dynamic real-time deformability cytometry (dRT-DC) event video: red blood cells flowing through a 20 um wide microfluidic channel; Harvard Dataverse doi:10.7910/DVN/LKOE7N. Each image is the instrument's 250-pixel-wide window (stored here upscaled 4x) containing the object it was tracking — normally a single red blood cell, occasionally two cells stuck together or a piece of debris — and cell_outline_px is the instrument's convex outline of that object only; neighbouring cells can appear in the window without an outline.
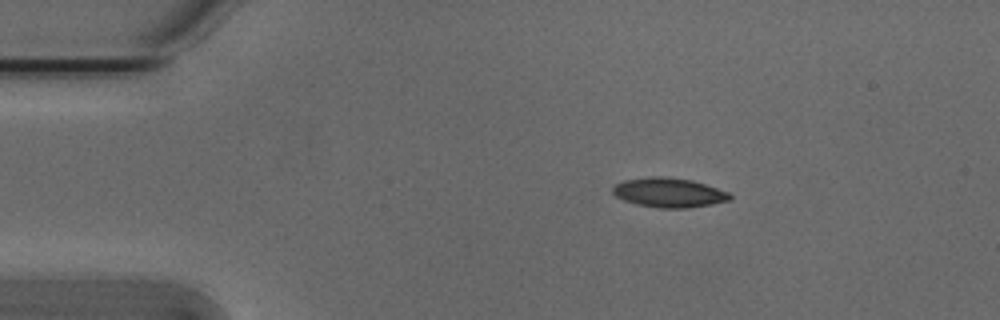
{"species": "Egyptian fruit bat (a non-hibernating species)", "species_latin": "Rousettus aegyptiacus", "temperature_condition": "cold", "stored_images_in_passage": 45, "camera_frame_rate_fps": 3000, "um_per_image_px": 0.085, "animal": {"sex": "male"}, "frame": {"image": 1, "passage_image": 1, "time_ms": 0.0, "image_size_px": [1000, 320], "cell_outline_px": [[732, 200], [712, 204], [688, 208], [660, 208], [636, 204], [624, 200], [616, 196], [612, 192], [612, 188], [616, 184], [624, 180], [652, 176], [664, 176], [692, 180], [728, 192], [732, 196]], "centroid_in_image_um": [56.86, 16.37], "position_along_channel_um": 28.1, "area_um2": 20.11}}
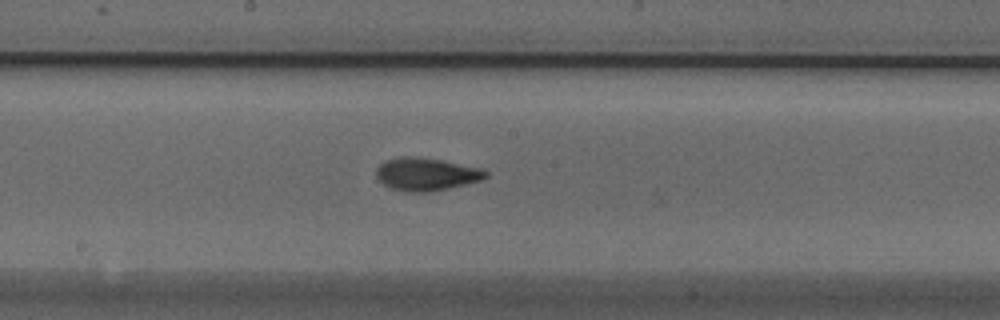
{"frame": {"image": 2, "passage_image": 20, "time_ms": 6.333, "image_size_px": [1000, 320], "cell_outline_px": [[488, 176], [480, 180], [432, 192], [412, 192], [392, 188], [384, 184], [376, 176], [376, 168], [384, 160], [400, 156], [416, 156], [440, 160], [484, 168], [488, 172]], "centroid_in_image_um": [36.23, 14.79], "position_along_channel_um": 212.0, "area_um2": 20.92}}
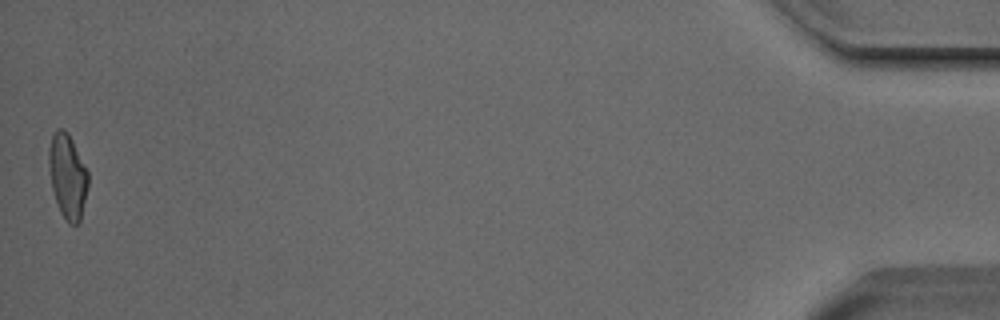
{"frame": {"image": 3, "passage_image": 45, "time_ms": 14.667, "image_size_px": [1000, 320], "cell_outline_px": [[88, 188], [80, 220], [76, 224], [68, 224], [60, 212], [52, 188], [48, 160], [48, 148], [52, 136], [56, 128], [64, 128], [68, 132], [88, 172]], "centroid_in_image_um": [5.74, 14.96], "position_along_channel_um": 429.5, "area_um2": 19.31}, "authors_computed_cell_mechanics": {"area_um2": 19.652, "velocity_mm_per_s": 3.8106, "shape_relaxation_time_tau1_ms": 4.5731, "shape_relaxation_time_tau2_ms": 2.1816, "deformation_change_tau1": 0.1476, "deformation_change_tau2": 0.0762}}